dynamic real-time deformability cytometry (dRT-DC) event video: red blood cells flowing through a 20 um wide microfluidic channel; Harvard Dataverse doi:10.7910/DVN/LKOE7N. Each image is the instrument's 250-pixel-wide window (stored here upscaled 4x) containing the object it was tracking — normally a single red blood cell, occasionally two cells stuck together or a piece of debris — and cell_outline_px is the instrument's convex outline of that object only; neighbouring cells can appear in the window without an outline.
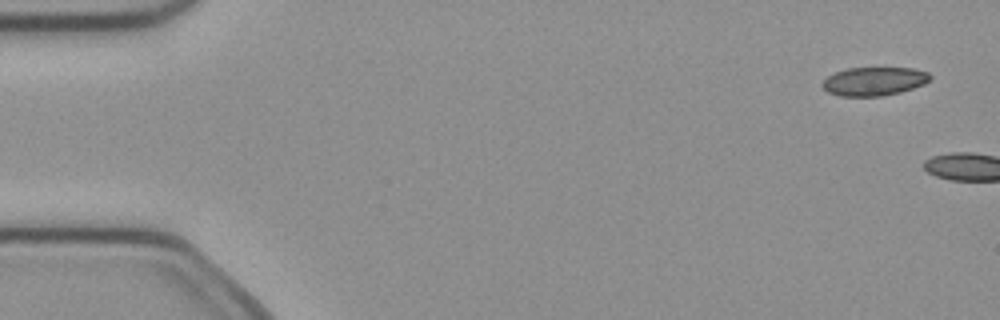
{"species": "common noctule bat (a hibernating species)", "species_latin": "Nyctalus noctula", "temperature_condition": "cold", "stored_images_in_passage": 2, "camera_frame_rate_fps": 3000, "um_per_image_px": 0.085, "animal": {"sex": "female", "body_mass_g": 21.9}, "frame": {"image": 1, "passage_image": 1, "time_ms": 0.0, "image_size_px": [1000, 320], "cell_outline_px": [[932, 80], [924, 84], [900, 92], [880, 96], [840, 96], [828, 92], [820, 84], [828, 76], [836, 72], [848, 68], [912, 68], [928, 72], [932, 76]], "centroid_in_image_um": [74.32, 6.91], "position_along_channel_um": 10.7, "area_um2": 17.92}}